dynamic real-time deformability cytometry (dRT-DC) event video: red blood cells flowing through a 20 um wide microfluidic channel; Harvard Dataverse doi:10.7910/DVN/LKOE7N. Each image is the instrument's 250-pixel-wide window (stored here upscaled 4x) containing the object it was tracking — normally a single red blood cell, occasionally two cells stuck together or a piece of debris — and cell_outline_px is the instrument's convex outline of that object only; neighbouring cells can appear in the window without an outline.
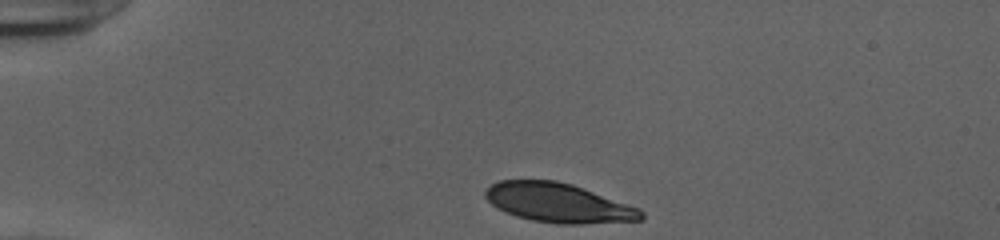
{"species": "human", "species_latin": "Homo sapiens", "temperature_condition": "cold", "stored_images_in_passage": 34, "camera_frame_rate_fps": 3000, "um_per_image_px": 0.085, "donor": {"sex": "female"}, "frame": {"image": 1, "passage_image": 1, "time_ms": 0.0, "image_size_px": [1000, 240], "cell_outline_px": [[644, 220], [584, 224], [556, 224], [532, 220], [516, 216], [496, 208], [484, 196], [484, 192], [492, 184], [500, 180], [556, 180], [572, 184], [640, 208], [644, 212]], "centroid_in_image_um": [47.48, 17.25], "position_along_channel_um": 37.5, "area_um2": 35.78}}
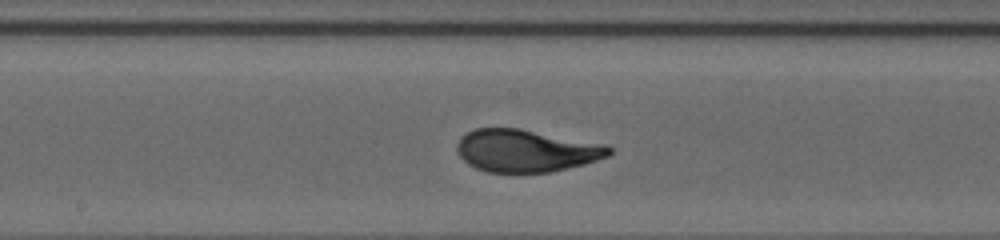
{"frame": {"image": 2, "passage_image": 18, "time_ms": 5.667, "image_size_px": [1000, 240], "cell_outline_px": [[612, 152], [608, 156], [584, 164], [552, 172], [488, 172], [476, 168], [468, 164], [456, 152], [456, 144], [460, 136], [476, 128], [520, 128], [608, 144], [612, 148]], "centroid_in_image_um": [44.72, 12.8], "position_along_channel_um": 203.5, "area_um2": 37.92}}
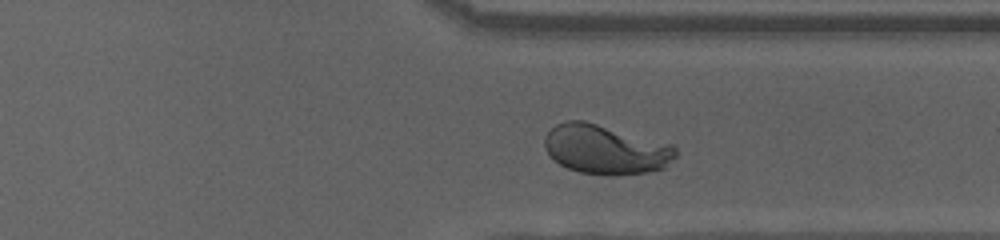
{"frame": {"image": 3, "passage_image": 30, "time_ms": 9.667, "image_size_px": [1000, 240], "cell_outline_px": [[676, 156], [664, 168], [648, 172], [612, 176], [580, 172], [568, 168], [560, 164], [544, 148], [544, 136], [556, 124], [564, 120], [584, 120], [672, 144], [676, 148]], "centroid_in_image_um": [51.47, 12.7], "position_along_channel_um": 359.9, "area_um2": 37.74}, "authors_computed_cell_mechanics": {"area_um2": 37.3677, "velocity_mm_per_s": 3.9126, "shape_relaxation_time_tau1_ms": 3.8603, "shape_relaxation_time_tau2_ms": null, "deformation_change_tau1": 0.1914, "deformation_change_tau2": null}}